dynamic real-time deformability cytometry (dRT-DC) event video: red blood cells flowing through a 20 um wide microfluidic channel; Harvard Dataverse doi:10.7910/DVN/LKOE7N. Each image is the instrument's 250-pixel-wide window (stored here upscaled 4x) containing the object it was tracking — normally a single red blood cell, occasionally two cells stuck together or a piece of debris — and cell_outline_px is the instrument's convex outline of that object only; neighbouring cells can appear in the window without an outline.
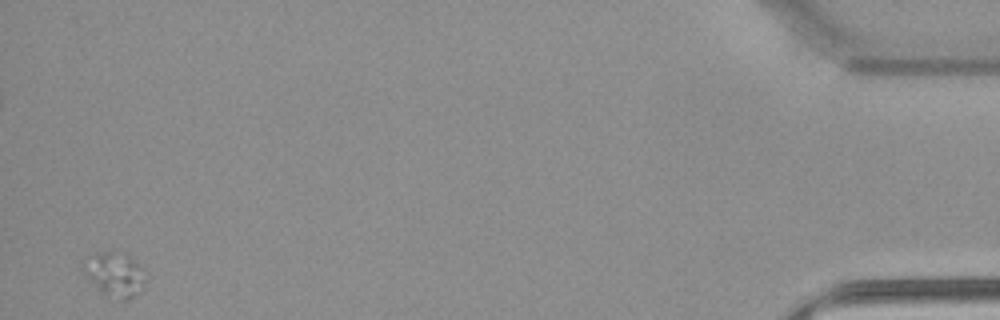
{"species": "common noctule bat (a hibernating species)", "species_latin": "Nyctalus noctula", "temperature_condition": "warm", "stored_images_in_passage": 43, "camera_frame_rate_fps": 3000, "um_per_image_px": 0.085, "animal": {"sex": "female", "body_mass_g": 22.7, "forearm_length_mm": 54.2}, "frame": {"image": 1, "passage_image": 43, "time_ms": 14.0, "image_size_px": [1000, 320], "cell_outline_px": [[144, 288], [128, 300], [120, 300], [100, 296], [88, 280], [80, 268], [96, 252], [124, 252], [136, 264], [144, 280]], "centroid_in_image_um": [9.66, 23.4], "position_along_channel_um": 425.5, "area_um2": 16.07}}